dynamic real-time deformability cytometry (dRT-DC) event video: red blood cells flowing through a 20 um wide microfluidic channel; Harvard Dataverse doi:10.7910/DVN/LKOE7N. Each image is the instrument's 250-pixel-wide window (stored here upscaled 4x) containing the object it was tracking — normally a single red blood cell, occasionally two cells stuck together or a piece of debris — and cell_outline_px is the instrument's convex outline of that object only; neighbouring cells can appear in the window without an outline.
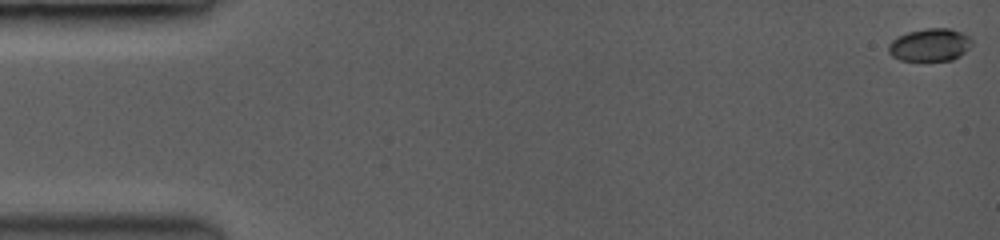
{"species": "common noctule bat (a hibernating species)", "species_latin": "Nyctalus noctula", "temperature_condition": "room temperature", "stored_images_in_passage": 11, "camera_frame_rate_fps": 3500, "um_per_image_px": 0.085, "animal": {"sex": "female", "body_mass_g": 19.0, "forearm_length_mm": 53.3}, "frame": {"image": 1, "passage_image": 1, "time_ms": 0.0, "image_size_px": [1000, 240], "cell_outline_px": [[972, 40], [964, 52], [952, 60], [900, 60], [892, 56], [888, 52], [888, 48], [892, 40], [908, 32], [928, 28], [948, 28], [960, 32]], "centroid_in_image_um": [79.0, 3.82], "position_along_channel_um": 6.0, "area_um2": 15.43}}